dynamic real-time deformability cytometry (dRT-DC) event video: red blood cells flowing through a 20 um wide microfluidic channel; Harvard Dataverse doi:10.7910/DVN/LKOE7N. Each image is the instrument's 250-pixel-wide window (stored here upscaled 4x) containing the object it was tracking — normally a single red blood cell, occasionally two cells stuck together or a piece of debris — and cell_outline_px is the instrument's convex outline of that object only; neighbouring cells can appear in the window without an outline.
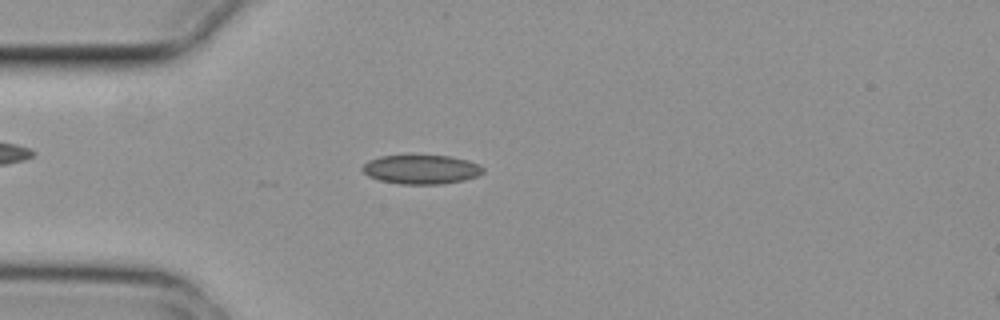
{"species": "common noctule bat (a hibernating species)", "species_latin": "Nyctalus noctula", "temperature_condition": "cold", "stored_images_in_passage": 4, "camera_frame_rate_fps": 3000, "um_per_image_px": 0.085, "animal": {"sex": "female", "body_mass_g": 29.2, "forearm_length_mm": 56.3}, "frame": {"image": 1, "passage_image": 4, "time_ms": 1.0, "image_size_px": [1000, 320], "cell_outline_px": [[484, 172], [476, 176], [464, 180], [440, 184], [400, 184], [380, 180], [368, 176], [360, 168], [368, 160], [380, 156], [408, 152], [412, 152], [448, 156], [468, 160], [480, 164], [484, 168]], "centroid_in_image_um": [35.77, 14.34], "position_along_channel_um": 49.2, "area_um2": 21.44}}